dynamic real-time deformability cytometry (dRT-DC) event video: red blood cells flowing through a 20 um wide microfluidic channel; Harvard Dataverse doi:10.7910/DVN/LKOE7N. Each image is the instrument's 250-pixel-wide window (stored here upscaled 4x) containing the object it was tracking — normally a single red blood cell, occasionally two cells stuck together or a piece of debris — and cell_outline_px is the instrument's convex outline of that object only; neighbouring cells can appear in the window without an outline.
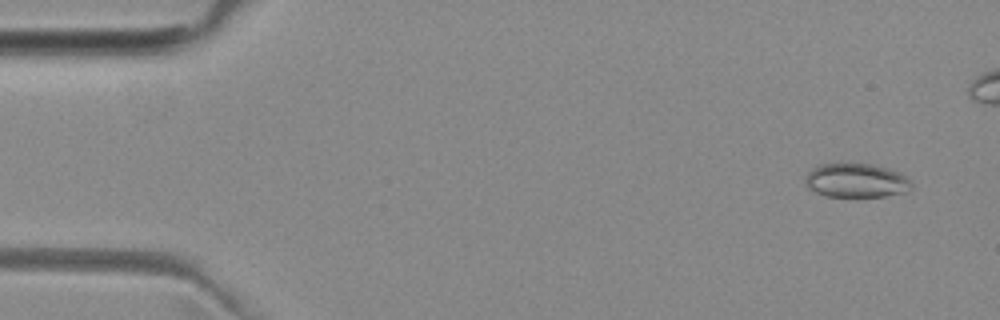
{"species": "common noctule bat (a hibernating species)", "species_latin": "Nyctalus noctula", "temperature_condition": "room temperature", "stored_images_in_passage": 46, "camera_frame_rate_fps": 3000, "um_per_image_px": 0.085, "animal": {"sex": "female", "body_mass_g": 29.2, "forearm_length_mm": 56.3}, "frame": {"image": 1, "passage_image": 3, "time_ms": 0.667, "image_size_px": [1000, 320], "cell_outline_px": [[912, 188], [904, 192], [884, 196], [828, 196], [816, 192], [808, 188], [804, 184], [804, 176], [812, 168], [820, 164], [840, 160], [872, 164], [888, 168], [900, 172], [908, 176], [912, 184]], "centroid_in_image_um": [72.74, 15.28], "position_along_channel_um": 12.3, "area_um2": 21.91}}
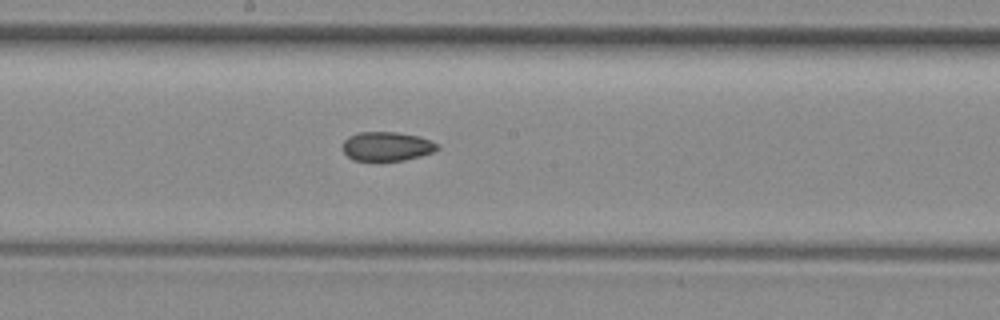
{"frame": {"image": 2, "passage_image": 27, "time_ms": 8.667, "image_size_px": [1000, 320], "cell_outline_px": [[440, 148], [436, 152], [404, 160], [380, 164], [352, 160], [344, 152], [344, 140], [348, 136], [356, 132], [396, 132], [420, 136], [440, 144]], "centroid_in_image_um": [32.9, 12.48], "position_along_channel_um": 215.3, "area_um2": 16.94}}
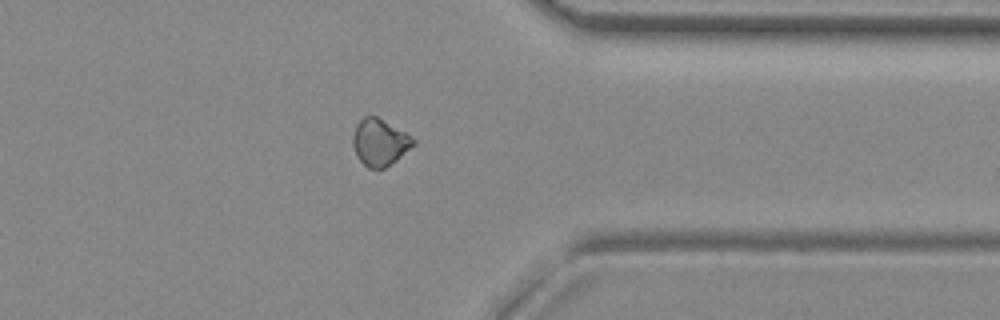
{"frame": {"image": 3, "passage_image": 40, "time_ms": 13.0, "image_size_px": [1000, 320], "cell_outline_px": [[416, 144], [396, 160], [384, 168], [368, 168], [356, 156], [352, 144], [352, 136], [356, 124], [364, 116], [376, 116], [412, 136], [416, 140]], "centroid_in_image_um": [32.27, 12.09], "position_along_channel_um": 379.1, "area_um2": 16.47}, "authors_computed_cell_mechanics": {"area_um2": 17.1377, "velocity_mm_per_s": 3.9965, "shape_relaxation_time_tau1_ms": null, "shape_relaxation_time_tau2_ms": 4.0523, "deformation_change_tau1": null, "deformation_change_tau2": 0.0674}}